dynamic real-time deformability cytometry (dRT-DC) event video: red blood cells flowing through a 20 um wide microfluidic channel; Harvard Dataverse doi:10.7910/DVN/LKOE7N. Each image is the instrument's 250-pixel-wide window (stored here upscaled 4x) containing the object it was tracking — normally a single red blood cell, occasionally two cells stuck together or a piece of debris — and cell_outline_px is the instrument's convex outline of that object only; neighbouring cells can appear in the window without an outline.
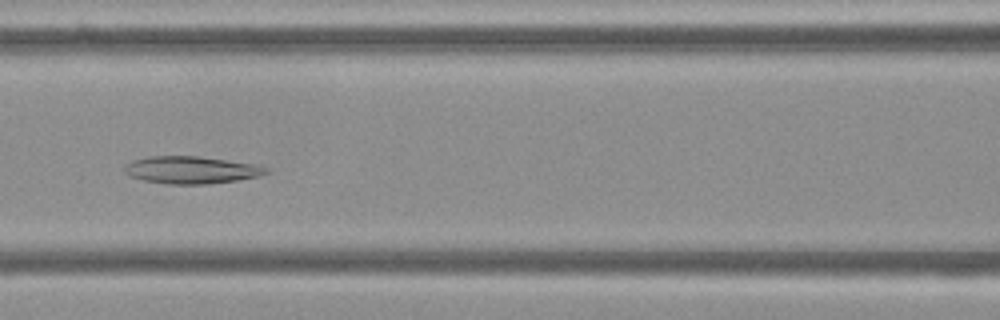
{"species": "Egyptian fruit bat (a non-hibernating species)", "species_latin": "Rousettus aegyptiacus", "temperature_condition": "cold", "stored_images_in_passage": 45, "camera_frame_rate_fps": 3000, "um_per_image_px": 0.085, "frame": {"image": 1, "passage_image": 14, "time_ms": 4.333, "image_size_px": [1000, 320], "cell_outline_px": [[268, 172], [256, 176], [236, 180], [208, 184], [168, 184], [144, 180], [128, 176], [124, 172], [124, 164], [132, 160], [148, 156], [196, 156], [260, 164], [268, 168]], "centroid_in_image_um": [16.22, 14.43], "position_along_channel_um": 150.4, "area_um2": 22.66}}
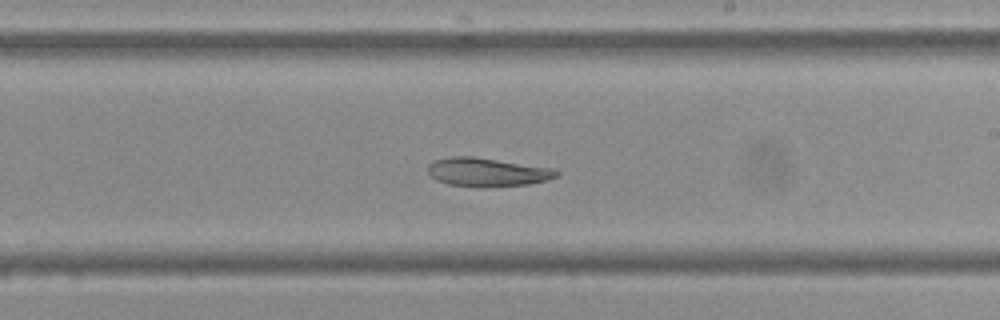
{"frame": {"image": 2, "passage_image": 22, "time_ms": 7.0, "image_size_px": [1000, 320], "cell_outline_px": [[560, 176], [528, 184], [476, 188], [448, 184], [436, 180], [428, 172], [428, 164], [432, 160], [448, 156], [472, 156], [556, 168], [560, 172]], "centroid_in_image_um": [41.41, 14.62], "position_along_channel_um": 247.6, "area_um2": 21.85}}
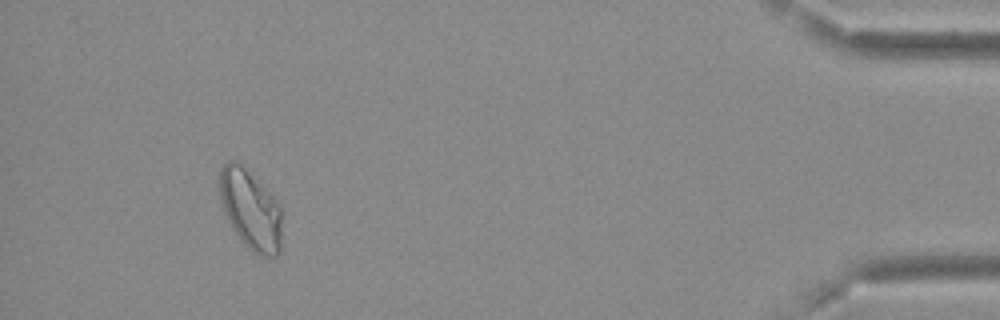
{"frame": {"image": 3, "passage_image": 41, "time_ms": 13.333, "image_size_px": [1000, 320], "cell_outline_px": [[280, 252], [276, 256], [260, 256], [252, 252], [244, 244], [228, 220], [220, 196], [220, 168], [228, 160], [236, 160], [276, 200], [280, 208]], "centroid_in_image_um": [21.29, 17.84], "position_along_channel_um": 413.9, "area_um2": 28.15}}